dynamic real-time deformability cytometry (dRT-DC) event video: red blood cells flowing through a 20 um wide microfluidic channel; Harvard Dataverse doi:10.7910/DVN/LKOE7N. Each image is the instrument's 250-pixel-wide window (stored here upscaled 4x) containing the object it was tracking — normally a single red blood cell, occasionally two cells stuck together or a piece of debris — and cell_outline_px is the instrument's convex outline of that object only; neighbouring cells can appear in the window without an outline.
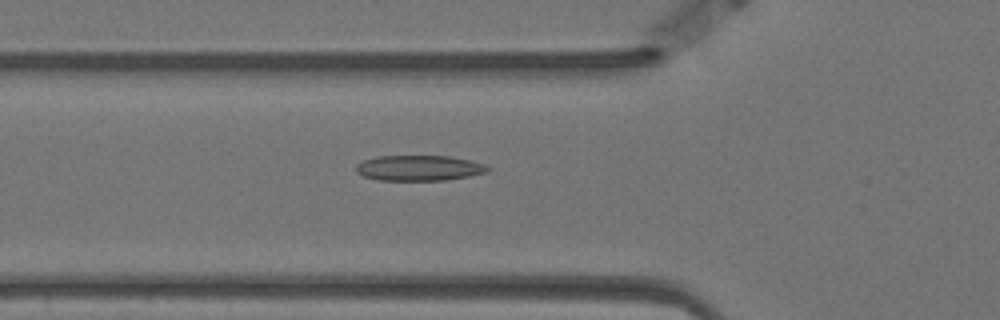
{"species": "Egyptian fruit bat (a non-hibernating species)", "species_latin": "Rousettus aegyptiacus", "temperature_condition": "warm", "stored_images_in_passage": 57, "camera_frame_rate_fps": 3000, "um_per_image_px": 0.085, "animal": {"sex": "female"}, "frame": {"image": 1, "passage_image": 19, "time_ms": 6.0, "image_size_px": [1000, 320], "cell_outline_px": [[492, 168], [488, 172], [448, 180], [380, 180], [364, 176], [356, 172], [356, 164], [364, 160], [376, 156], [448, 156], [468, 160], [484, 164]], "centroid_in_image_um": [35.62, 14.28], "position_along_channel_um": 90.2, "area_um2": 19.48}}
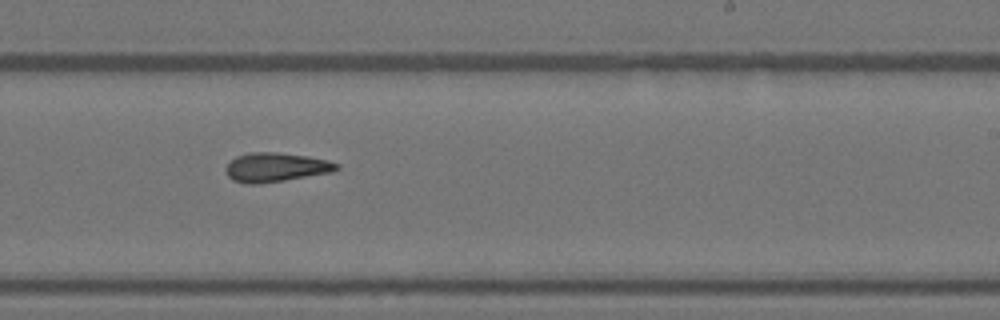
{"frame": {"image": 2, "passage_image": 34, "time_ms": 11.0, "image_size_px": [1000, 320], "cell_outline_px": [[340, 168], [332, 172], [260, 184], [244, 184], [232, 180], [228, 176], [228, 164], [236, 156], [248, 152], [276, 152], [308, 156], [328, 160], [340, 164]], "centroid_in_image_um": [23.47, 14.22], "position_along_channel_um": 265.5, "area_um2": 18.79}}
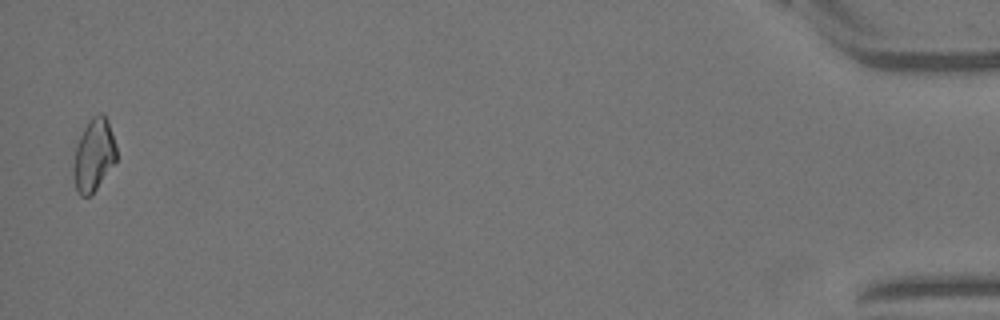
{"frame": {"image": 3, "passage_image": 56, "time_ms": 18.333, "image_size_px": [1000, 320], "cell_outline_px": [[116, 160], [92, 196], [80, 196], [76, 188], [72, 176], [72, 168], [76, 144], [88, 120], [92, 116], [100, 112], [104, 112], [108, 120], [116, 144]], "centroid_in_image_um": [7.96, 13.17], "position_along_channel_um": 427.2, "area_um2": 18.5}, "authors_computed_cell_mechanics": {"area_um2": 18.5538, "velocity_mm_per_s": 3.497, "shape_relaxation_time_tau1_ms": null, "shape_relaxation_time_tau2_ms": 7.0231, "deformation_change_tau1": null, "deformation_change_tau2": 0.1646}}